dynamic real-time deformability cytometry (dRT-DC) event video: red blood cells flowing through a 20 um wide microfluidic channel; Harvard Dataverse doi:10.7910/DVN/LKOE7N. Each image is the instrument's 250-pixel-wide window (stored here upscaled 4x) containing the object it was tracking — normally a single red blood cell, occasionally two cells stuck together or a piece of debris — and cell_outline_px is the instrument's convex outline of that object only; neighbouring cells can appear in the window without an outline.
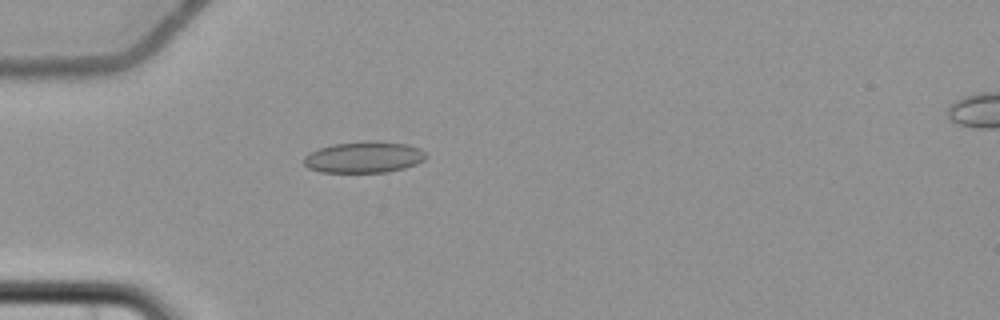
{"species": "common noctule bat (a hibernating species)", "species_latin": "Nyctalus noctula", "temperature_condition": "cold", "stored_images_in_passage": 2, "camera_frame_rate_fps": 3000, "um_per_image_px": 0.085, "animal": {"sex": "female", "body_mass_g": 22.7, "forearm_length_mm": 54.2}, "frame": {"image": 1, "passage_image": 2, "time_ms": 1.333, "image_size_px": [1000, 320], "cell_outline_px": [[428, 156], [424, 160], [416, 164], [404, 168], [388, 172], [320, 172], [308, 168], [304, 164], [304, 156], [320, 148], [332, 144], [368, 140], [376, 140], [408, 144], [420, 148]], "centroid_in_image_um": [30.97, 13.35], "position_along_channel_um": 54.0, "area_um2": 22.48}}